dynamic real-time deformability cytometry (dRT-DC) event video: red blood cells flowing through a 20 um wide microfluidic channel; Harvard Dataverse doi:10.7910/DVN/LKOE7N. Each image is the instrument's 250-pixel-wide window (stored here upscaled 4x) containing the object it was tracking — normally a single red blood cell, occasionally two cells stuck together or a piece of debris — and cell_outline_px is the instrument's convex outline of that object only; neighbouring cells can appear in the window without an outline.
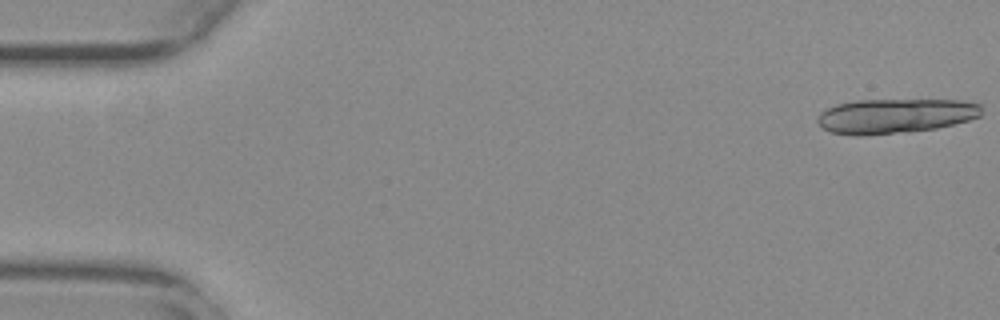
{"species": "common noctule bat (a hibernating species)", "species_latin": "Nyctalus noctula", "temperature_condition": "warm", "stored_images_in_passage": 18, "camera_frame_rate_fps": 3000, "um_per_image_px": 0.085, "animal": {"sex": "female", "body_mass_g": 29.2, "forearm_length_mm": 56.3}, "frame": {"image": 1, "passage_image": 1, "time_ms": 0.0, "image_size_px": [1000, 320], "cell_outline_px": [[980, 116], [968, 120], [936, 128], [908, 132], [860, 136], [856, 136], [828, 132], [816, 120], [820, 112], [836, 104], [856, 100], [960, 100], [980, 104]], "centroid_in_image_um": [76.04, 9.86], "position_along_channel_um": 9.0, "area_um2": 33.18}}